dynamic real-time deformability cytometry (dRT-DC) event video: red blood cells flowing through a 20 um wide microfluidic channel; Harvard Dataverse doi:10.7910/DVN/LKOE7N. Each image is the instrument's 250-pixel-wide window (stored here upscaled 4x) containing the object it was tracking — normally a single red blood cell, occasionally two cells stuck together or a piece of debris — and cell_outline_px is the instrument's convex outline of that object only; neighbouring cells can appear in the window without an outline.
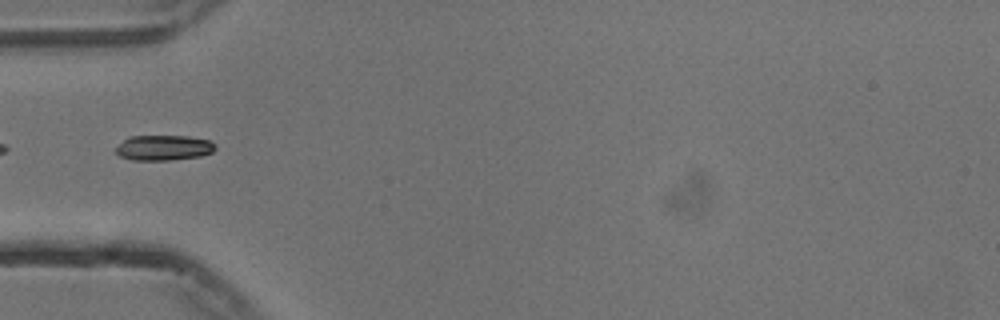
{"species": "common noctule bat (a hibernating species)", "species_latin": "Nyctalus noctula", "temperature_condition": "cold", "stored_images_in_passage": 36, "camera_frame_rate_fps": 3000, "um_per_image_px": 0.085, "animal": {"sex": "male", "body_mass_g": 13.3}, "frame": {"image": 1, "passage_image": 1, "time_ms": 0.0, "image_size_px": [1000, 320], "cell_outline_px": [[216, 148], [212, 152], [200, 156], [168, 160], [132, 160], [120, 156], [116, 152], [116, 148], [128, 136], [188, 136], [208, 140], [216, 144]], "centroid_in_image_um": [13.92, 12.55], "position_along_channel_um": 71.1, "area_um2": 14.57}, "authors_computed_cell_mechanics": {"area_um2": 13.7853, "velocity_mm_per_s": 3.7589, "shape_relaxation_time_tau1_ms": 2.5332, "shape_relaxation_time_tau2_ms": null, "deformation_change_tau1": 0.0712, "deformation_change_tau2": null}}